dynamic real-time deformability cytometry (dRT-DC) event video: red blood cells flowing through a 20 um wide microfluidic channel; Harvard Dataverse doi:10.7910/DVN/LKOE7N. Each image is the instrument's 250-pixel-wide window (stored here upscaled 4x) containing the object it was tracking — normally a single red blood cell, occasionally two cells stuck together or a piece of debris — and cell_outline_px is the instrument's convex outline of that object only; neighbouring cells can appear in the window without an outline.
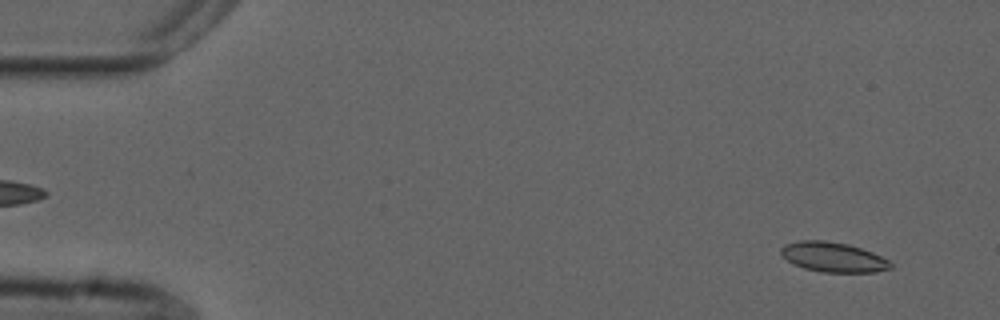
{"species": "common noctule bat (a hibernating species)", "species_latin": "Nyctalus noctula", "temperature_condition": "cold", "stored_images_in_passage": 4, "camera_frame_rate_fps": 3000, "um_per_image_px": 0.085, "animal": {"sex": "male", "forearm_length_mm": 52.5}, "frame": {"image": 1, "passage_image": 4, "time_ms": 1.0, "image_size_px": [1000, 320], "cell_outline_px": [[892, 268], [876, 272], [824, 272], [804, 268], [792, 264], [780, 252], [780, 248], [784, 244], [800, 240], [824, 240], [848, 244], [872, 252], [888, 260], [892, 264]], "centroid_in_image_um": [70.81, 21.85], "position_along_channel_um": 14.2, "area_um2": 19.02}}